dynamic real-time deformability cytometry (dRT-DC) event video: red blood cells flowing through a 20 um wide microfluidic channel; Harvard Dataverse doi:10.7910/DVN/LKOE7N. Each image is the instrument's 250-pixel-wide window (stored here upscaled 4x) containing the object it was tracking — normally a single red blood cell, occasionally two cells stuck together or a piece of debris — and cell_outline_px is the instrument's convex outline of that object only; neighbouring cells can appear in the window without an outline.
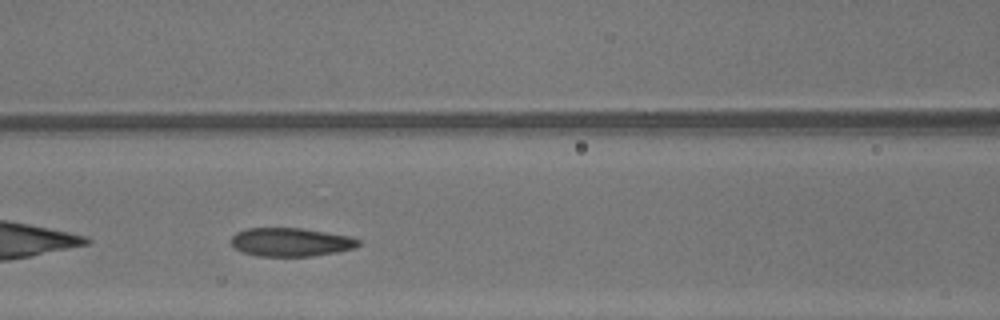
{"species": "common noctule bat (a hibernating species)", "species_latin": "Nyctalus noctula", "temperature_condition": "warm", "stored_images_in_passage": 24, "camera_frame_rate_fps": 3000, "um_per_image_px": 0.085, "animal": {"sex": "male", "body_mass_g": 13.3}, "frame": {"image": 1, "passage_image": 7, "time_ms": 2.0, "image_size_px": [1000, 320], "cell_outline_px": [[360, 244], [356, 248], [336, 252], [312, 256], [260, 256], [240, 252], [228, 240], [236, 232], [244, 228], [304, 228], [348, 236], [360, 240]], "centroid_in_image_um": [24.68, 20.57], "position_along_channel_um": 141.9, "area_um2": 21.33}}
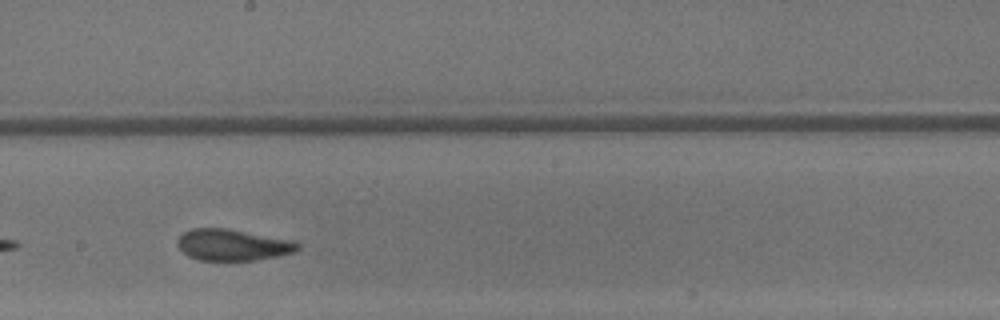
{"frame": {"image": 2, "passage_image": 13, "time_ms": 4.0, "image_size_px": [1000, 320], "cell_outline_px": [[300, 248], [296, 252], [256, 260], [200, 260], [188, 256], [176, 244], [176, 240], [184, 232], [192, 228], [228, 228], [292, 240], [300, 244]], "centroid_in_image_um": [19.78, 20.81], "position_along_channel_um": 228.4, "area_um2": 22.02}}
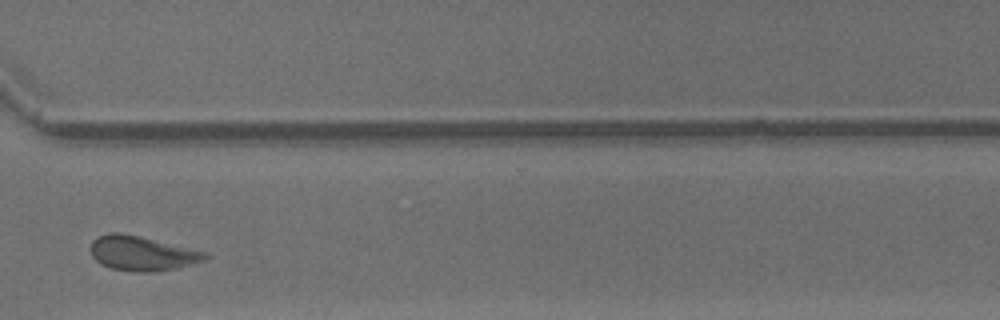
{"frame": {"image": 3, "passage_image": 22, "time_ms": 7.0, "image_size_px": [1000, 320], "cell_outline_px": [[212, 256], [204, 260], [176, 268], [152, 272], [136, 272], [112, 268], [100, 264], [92, 256], [92, 240], [96, 236], [108, 232], [120, 232], [140, 236], [208, 252]], "centroid_in_image_um": [12.08, 21.52], "position_along_channel_um": 358.5, "area_um2": 23.18}, "authors_computed_cell_mechanics": {"area_um2": 22.2819, "velocity_mm_per_s": 4.3373, "shape_relaxation_time_tau1_ms": 5.1104, "shape_relaxation_time_tau2_ms": 2.1658, "deformation_change_tau1": 0.1378, "deformation_change_tau2": 0.0782}}